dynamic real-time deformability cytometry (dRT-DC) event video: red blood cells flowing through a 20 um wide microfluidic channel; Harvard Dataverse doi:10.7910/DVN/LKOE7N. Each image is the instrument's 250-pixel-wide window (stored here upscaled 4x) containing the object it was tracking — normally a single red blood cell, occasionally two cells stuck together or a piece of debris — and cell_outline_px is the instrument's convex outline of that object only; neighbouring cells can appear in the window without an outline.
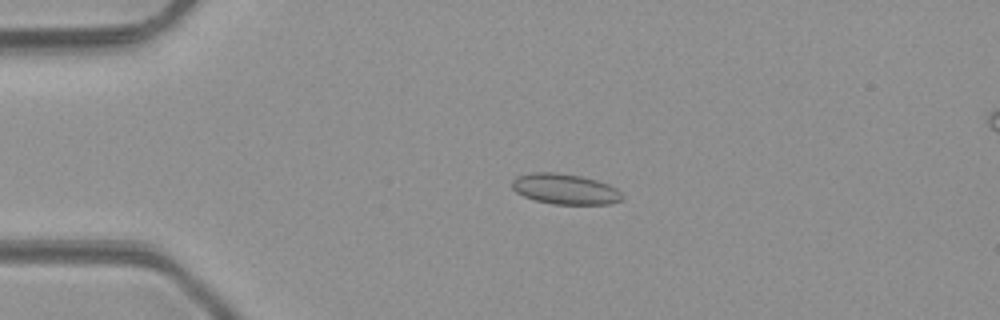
{"species": "common noctule bat (a hibernating species)", "species_latin": "Nyctalus noctula", "temperature_condition": "room temperature", "stored_images_in_passage": 5, "camera_frame_rate_fps": 3000, "um_per_image_px": 0.085, "animal": {"sex": "male", "body_mass_g": 23.1, "forearm_length_mm": 52.7}, "frame": {"image": 1, "passage_image": 4, "time_ms": 3.667, "image_size_px": [1000, 320], "cell_outline_px": [[624, 196], [620, 200], [608, 204], [552, 204], [536, 200], [524, 196], [516, 192], [512, 188], [512, 180], [516, 176], [532, 172], [556, 172], [580, 176], [596, 180], [608, 184], [616, 188]], "centroid_in_image_um": [48.0, 16.06], "position_along_channel_um": 37.0, "area_um2": 19.54}}